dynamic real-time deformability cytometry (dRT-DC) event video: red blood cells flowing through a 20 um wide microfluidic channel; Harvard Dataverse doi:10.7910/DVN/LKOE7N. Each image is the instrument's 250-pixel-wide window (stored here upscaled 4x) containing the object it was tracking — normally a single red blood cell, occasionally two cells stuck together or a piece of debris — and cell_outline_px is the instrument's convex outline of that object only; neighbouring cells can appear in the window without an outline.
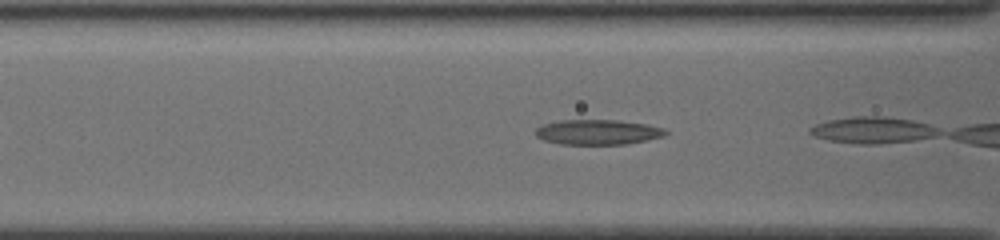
{"species": "common noctule bat (a hibernating species)", "species_latin": "Nyctalus noctula", "temperature_condition": "cold", "stored_images_in_passage": 5, "camera_frame_rate_fps": 3000, "um_per_image_px": 0.085, "animal": {"sex": "female", "body_mass_g": 19.5, "forearm_length_mm": 54.1}, "frame": {"image": 1, "passage_image": 3, "time_ms": 0.667, "image_size_px": [1000, 240], "cell_outline_px": [[668, 132], [664, 136], [648, 140], [628, 144], [560, 144], [544, 140], [536, 136], [536, 128], [540, 124], [560, 120], [616, 120], [648, 124], [664, 128]], "centroid_in_image_um": [50.81, 11.22], "position_along_channel_um": 115.8, "area_um2": 19.13}}